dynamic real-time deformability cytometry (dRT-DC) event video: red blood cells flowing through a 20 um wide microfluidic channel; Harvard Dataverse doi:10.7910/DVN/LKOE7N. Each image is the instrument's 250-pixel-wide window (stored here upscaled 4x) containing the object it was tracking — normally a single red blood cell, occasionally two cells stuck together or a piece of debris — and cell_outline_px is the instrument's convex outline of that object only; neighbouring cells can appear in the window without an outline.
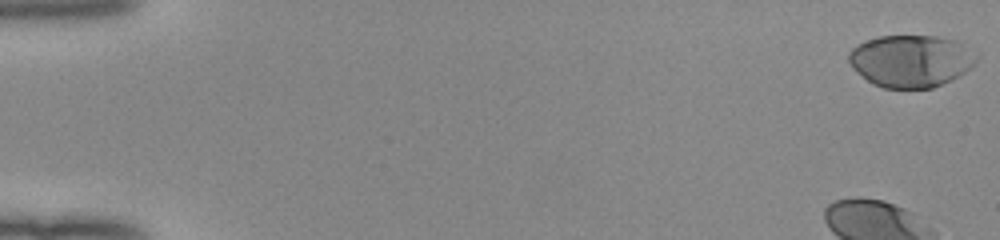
{"species": "human", "species_latin": "Homo sapiens", "temperature_condition": "room temperature", "stored_images_in_passage": 52, "camera_frame_rate_fps": 3000, "um_per_image_px": 0.085, "donor": {"sex": "female"}, "frame": {"image": 1, "passage_image": 1, "time_ms": 0.0, "image_size_px": [1000, 240], "cell_outline_px": [[980, 56], [972, 68], [952, 80], [932, 88], [884, 88], [872, 84], [856, 72], [852, 68], [848, 60], [848, 52], [856, 44], [880, 36], [936, 36], [956, 40], [980, 52]], "centroid_in_image_um": [77.48, 5.18], "position_along_channel_um": 7.5, "area_um2": 39.54}}